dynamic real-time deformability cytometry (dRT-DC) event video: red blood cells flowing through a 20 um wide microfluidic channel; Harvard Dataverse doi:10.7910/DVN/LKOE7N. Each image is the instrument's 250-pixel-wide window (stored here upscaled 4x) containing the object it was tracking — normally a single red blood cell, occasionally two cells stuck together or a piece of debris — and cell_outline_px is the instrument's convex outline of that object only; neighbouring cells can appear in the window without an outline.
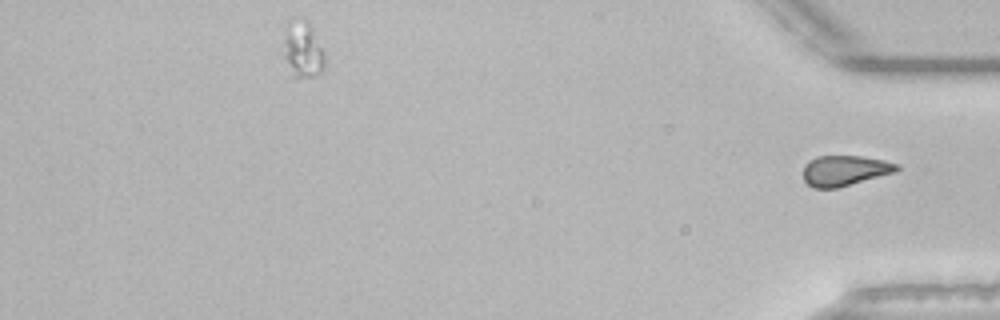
{"species": "common noctule bat (a hibernating species)", "species_latin": "Nyctalus noctula", "temperature_condition": "room temperature", "stored_images_in_passage": 38, "segment_of_instrument_passage": [2, 2], "camera_frame_rate_fps": 3000, "um_per_image_px": 0.085, "animal": {"sex": "male", "body_mass_g": 21.5, "forearm_length_mm": 52.0}, "frame": {"image": 1, "passage_image": 38, "time_ms": 12.333, "image_size_px": [1000, 320], "cell_outline_px": [[900, 168], [896, 172], [836, 188], [812, 188], [804, 180], [804, 164], [808, 160], [816, 156], [860, 156], [884, 160], [900, 164]], "centroid_in_image_um": [71.8, 14.49], "position_along_channel_um": 363.4, "area_um2": 16.65}}